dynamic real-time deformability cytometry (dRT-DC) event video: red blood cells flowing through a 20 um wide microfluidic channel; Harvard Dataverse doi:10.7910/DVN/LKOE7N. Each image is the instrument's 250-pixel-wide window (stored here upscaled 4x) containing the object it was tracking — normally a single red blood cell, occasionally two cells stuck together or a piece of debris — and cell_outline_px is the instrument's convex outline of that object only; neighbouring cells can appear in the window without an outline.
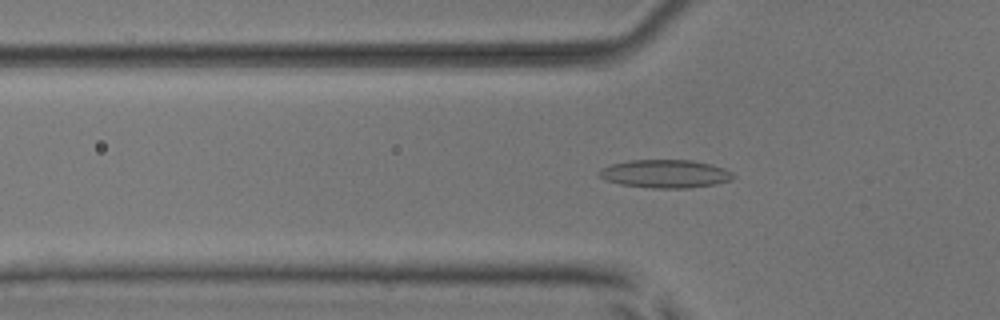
{"species": "common noctule bat (a hibernating species)", "species_latin": "Nyctalus noctula", "temperature_condition": "room temperature", "stored_images_in_passage": 53, "camera_frame_rate_fps": 3000, "um_per_image_px": 0.085, "animal": {"sex": "male", "body_mass_g": 17.9, "forearm_length_mm": 54.2}, "frame": {"image": 1, "passage_image": 18, "time_ms": 5.667, "image_size_px": [1000, 320], "cell_outline_px": [[736, 176], [732, 180], [716, 184], [688, 188], [652, 188], [620, 184], [604, 180], [596, 172], [600, 168], [612, 164], [628, 160], [692, 160], [712, 164], [724, 168], [732, 172]], "centroid_in_image_um": [56.55, 14.77], "position_along_channel_um": 69.3, "area_um2": 22.25}}
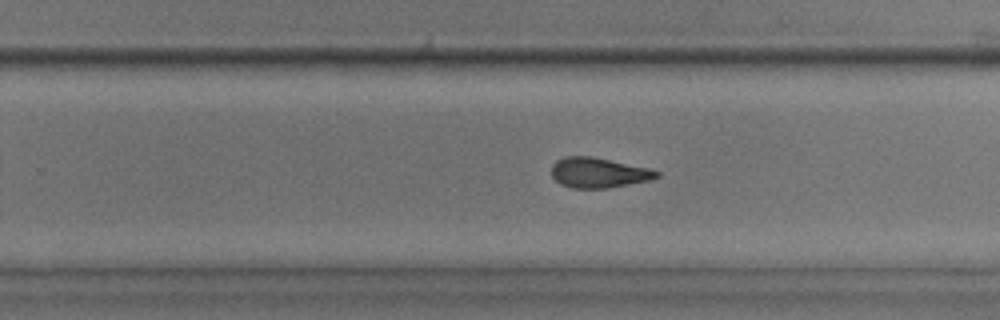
{"frame": {"image": 2, "passage_image": 34, "time_ms": 11.0, "image_size_px": [1000, 320], "cell_outline_px": [[660, 176], [652, 180], [608, 188], [572, 188], [560, 184], [552, 176], [552, 164], [556, 160], [564, 156], [592, 156], [648, 168], [660, 172]], "centroid_in_image_um": [50.87, 14.68], "position_along_channel_um": 278.9, "area_um2": 18.55}}
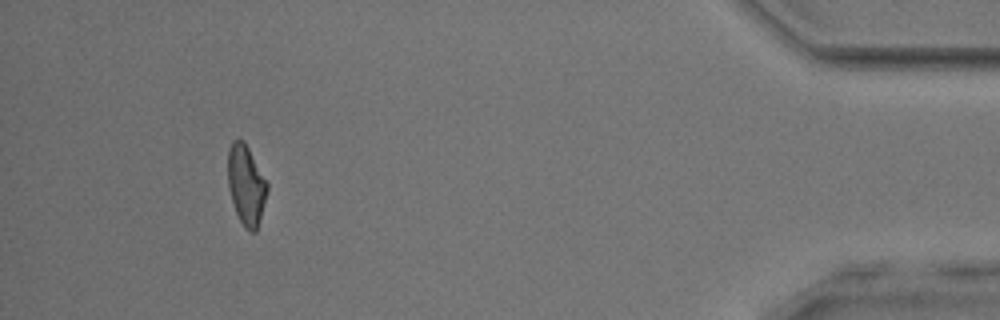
{"frame": {"image": 3, "passage_image": 49, "time_ms": 16.0, "image_size_px": [1000, 320], "cell_outline_px": [[268, 188], [260, 220], [256, 232], [248, 232], [244, 228], [236, 212], [228, 188], [228, 148], [232, 140], [244, 140], [268, 184]], "centroid_in_image_um": [20.91, 15.74], "position_along_channel_um": 414.3, "area_um2": 18.26}, "authors_computed_cell_mechanics": {"area_um2": 19.1896, "velocity_mm_per_s": 3.9536, "shape_relaxation_time_tau1_ms": 4.8976, "shape_relaxation_time_tau2_ms": 2.8573, "deformation_change_tau1": 0.1711, "deformation_change_tau2": 0.1099}}